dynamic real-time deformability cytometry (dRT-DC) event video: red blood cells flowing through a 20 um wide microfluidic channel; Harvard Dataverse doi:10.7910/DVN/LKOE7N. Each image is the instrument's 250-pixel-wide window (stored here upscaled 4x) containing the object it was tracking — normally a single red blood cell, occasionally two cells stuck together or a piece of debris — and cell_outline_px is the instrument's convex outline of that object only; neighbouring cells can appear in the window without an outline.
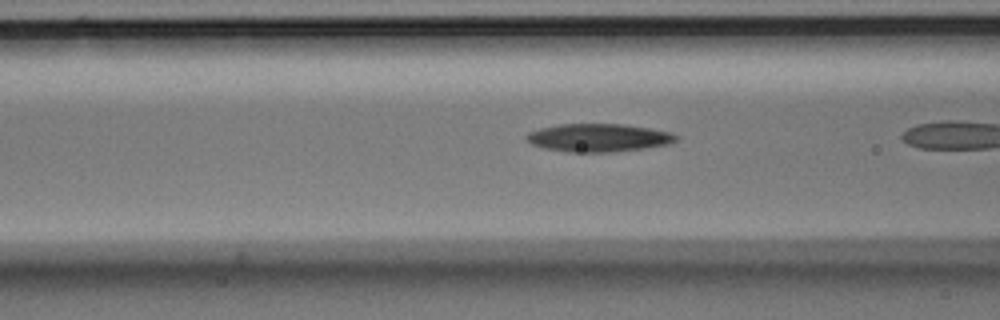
{"species": "Egyptian fruit bat (a non-hibernating species)", "species_latin": "Rousettus aegyptiacus", "temperature_condition": "room temperature", "stored_images_in_passage": 20, "camera_frame_rate_fps": 3000, "um_per_image_px": 0.085, "animal": {"sex": "male"}, "frame": {"image": 1, "passage_image": 19, "time_ms": 6.0, "image_size_px": [1000, 320], "cell_outline_px": [[680, 136], [676, 140], [668, 144], [640, 148], [608, 152], [572, 152], [544, 148], [532, 144], [524, 136], [528, 132], [540, 128], [560, 124], [620, 124], [648, 128], [672, 132]], "centroid_in_image_um": [50.85, 11.7], "position_along_channel_um": 115.7, "area_um2": 24.16}}